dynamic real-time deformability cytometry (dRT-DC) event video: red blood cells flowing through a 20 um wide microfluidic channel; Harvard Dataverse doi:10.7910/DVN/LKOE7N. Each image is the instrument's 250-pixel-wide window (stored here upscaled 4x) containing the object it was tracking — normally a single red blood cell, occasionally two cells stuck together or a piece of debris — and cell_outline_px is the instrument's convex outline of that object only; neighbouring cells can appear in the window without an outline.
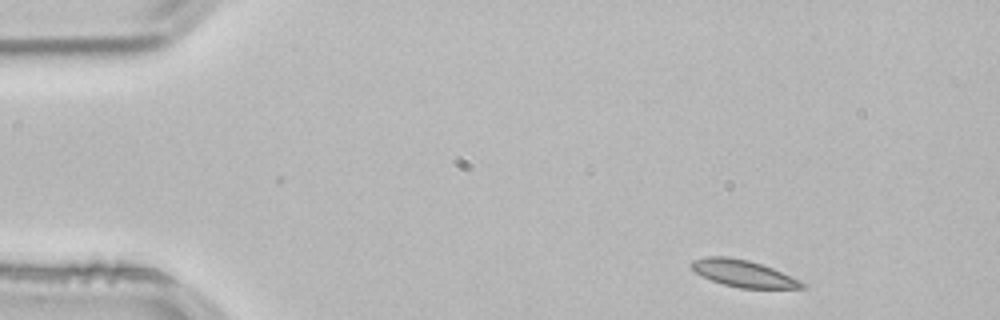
{"species": "common noctule bat (a hibernating species)", "species_latin": "Nyctalus noctula", "temperature_condition": "room temperature", "stored_images_in_passage": 48, "camera_frame_rate_fps": 3000, "um_per_image_px": 0.085, "animal": {"sex": "male", "body_mass_g": 21.5, "forearm_length_mm": 52.0}, "frame": {"image": 1, "passage_image": 1, "time_ms": 0.0, "image_size_px": [1000, 320], "cell_outline_px": [[808, 284], [804, 288], [740, 288], [724, 284], [712, 280], [696, 272], [688, 264], [692, 260], [704, 256], [728, 256], [748, 260], [772, 268], [800, 280]], "centroid_in_image_um": [63.17, 23.23], "position_along_channel_um": 21.8, "area_um2": 17.22}}
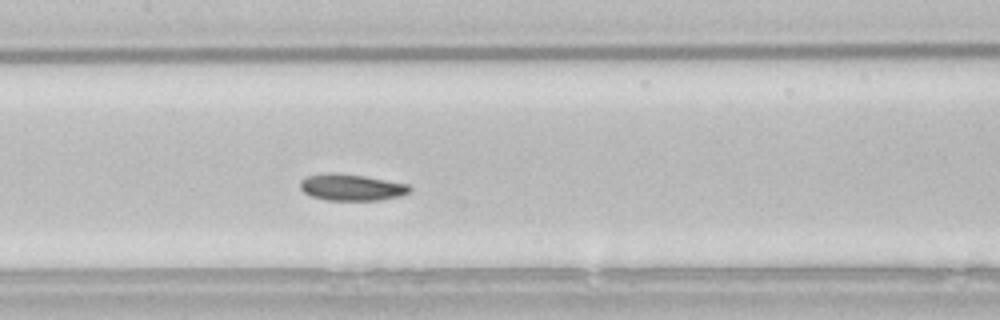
{"frame": {"image": 2, "passage_image": 20, "time_ms": 6.333, "image_size_px": [1000, 320], "cell_outline_px": [[412, 192], [400, 196], [380, 200], [324, 200], [312, 196], [304, 192], [300, 188], [300, 180], [308, 176], [328, 172], [332, 172], [364, 176], [408, 184], [412, 188]], "centroid_in_image_um": [29.89, 15.92], "position_along_channel_um": 177.5, "area_um2": 16.99}}
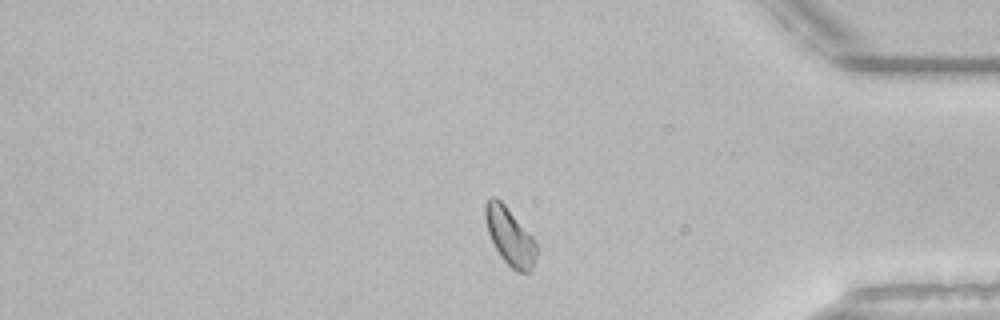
{"frame": {"image": 3, "passage_image": 39, "time_ms": 12.667, "image_size_px": [1000, 320], "cell_outline_px": [[536, 252], [532, 268], [528, 272], [516, 272], [500, 256], [488, 232], [484, 216], [484, 204], [492, 196], [496, 196], [504, 204], [532, 236], [536, 244]], "centroid_in_image_um": [43.31, 20.07], "position_along_channel_um": 391.9, "area_um2": 16.82}, "authors_computed_cell_mechanics": {"area_um2": 17.051, "velocity_mm_per_s": 3.7921, "shape_relaxation_time_tau1_ms": 3.4848, "shape_relaxation_time_tau2_ms": 5.6831, "deformation_change_tau1": 0.0951, "deformation_change_tau2": 0.098}}